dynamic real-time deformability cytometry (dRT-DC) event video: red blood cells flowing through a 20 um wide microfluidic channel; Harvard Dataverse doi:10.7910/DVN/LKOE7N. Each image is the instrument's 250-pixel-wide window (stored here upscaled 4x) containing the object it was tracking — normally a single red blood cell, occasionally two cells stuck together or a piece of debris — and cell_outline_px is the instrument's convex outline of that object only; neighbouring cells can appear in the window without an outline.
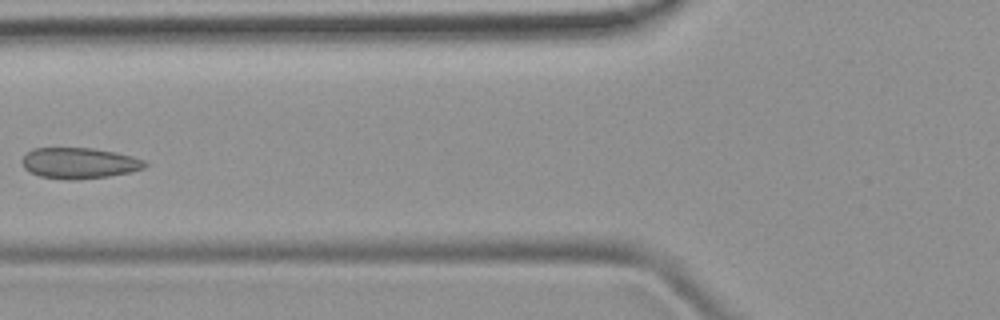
{"species": "common noctule bat (a hibernating species)", "species_latin": "Nyctalus noctula", "temperature_condition": "room temperature", "stored_images_in_passage": 6, "camera_frame_rate_fps": 3000, "um_per_image_px": 0.085, "animal": {"sex": "female", "body_mass_g": 19.9}, "frame": {"image": 1, "passage_image": 5, "time_ms": 4.667, "image_size_px": [1000, 320], "cell_outline_px": [[148, 164], [144, 168], [132, 172], [108, 176], [72, 180], [64, 180], [40, 176], [28, 172], [24, 168], [20, 160], [32, 148], [92, 148], [132, 156], [144, 160]], "centroid_in_image_um": [6.7, 13.87], "position_along_channel_um": 119.1, "area_um2": 22.2}}
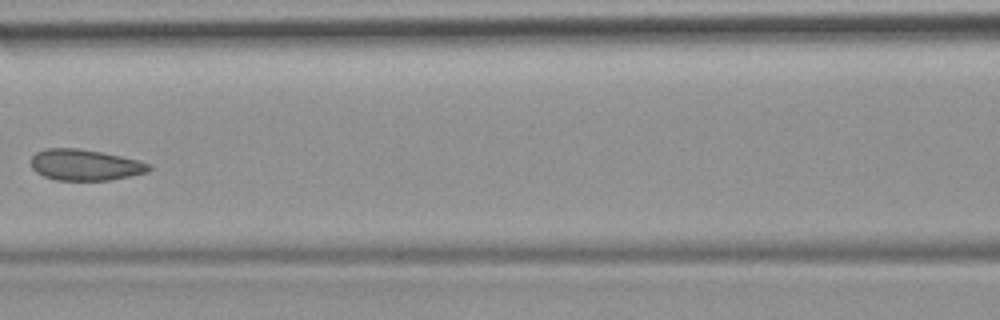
{"frame": {"image": 2, "passage_image": 6, "time_ms": 5.667, "image_size_px": [1000, 320], "cell_outline_px": [[152, 168], [148, 172], [108, 180], [56, 180], [44, 176], [36, 172], [32, 168], [32, 156], [36, 152], [44, 148], [76, 148], [100, 152], [120, 156], [152, 164]], "centroid_in_image_um": [7.22, 14.01], "position_along_channel_um": 159.4, "area_um2": 21.21}}